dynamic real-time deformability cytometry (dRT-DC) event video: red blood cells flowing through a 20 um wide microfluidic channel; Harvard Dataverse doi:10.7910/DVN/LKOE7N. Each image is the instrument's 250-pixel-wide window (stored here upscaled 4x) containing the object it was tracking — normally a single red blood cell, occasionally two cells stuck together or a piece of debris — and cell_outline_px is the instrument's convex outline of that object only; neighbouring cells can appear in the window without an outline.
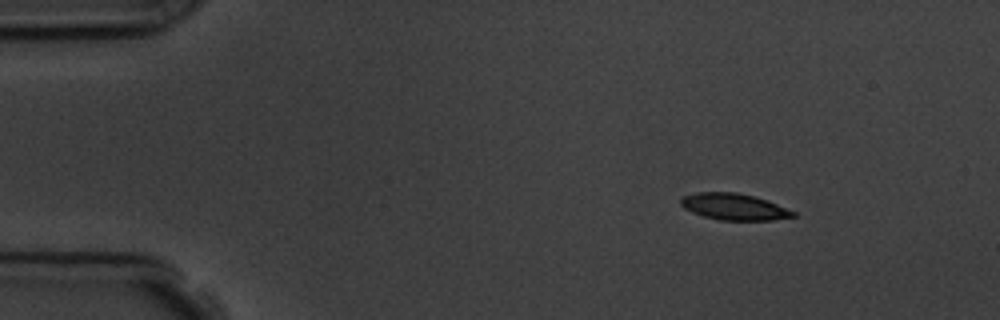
{"species": "common noctule bat (a hibernating species)", "species_latin": "Nyctalus noctula", "temperature_condition": "room temperature", "stored_images_in_passage": 6, "camera_frame_rate_fps": 3000, "um_per_image_px": 0.085, "animal": {"sex": "male", "body_mass_g": 19.5, "forearm_length_mm": 54.6}, "frame": {"image": 1, "passage_image": 1, "time_ms": 0.0, "image_size_px": [1000, 320], "cell_outline_px": [[796, 216], [772, 220], [720, 220], [704, 216], [692, 212], [684, 208], [680, 204], [680, 200], [684, 196], [696, 192], [736, 192], [768, 200], [796, 212]], "centroid_in_image_um": [62.4, 17.57], "position_along_channel_um": 22.6, "area_um2": 17.28}}
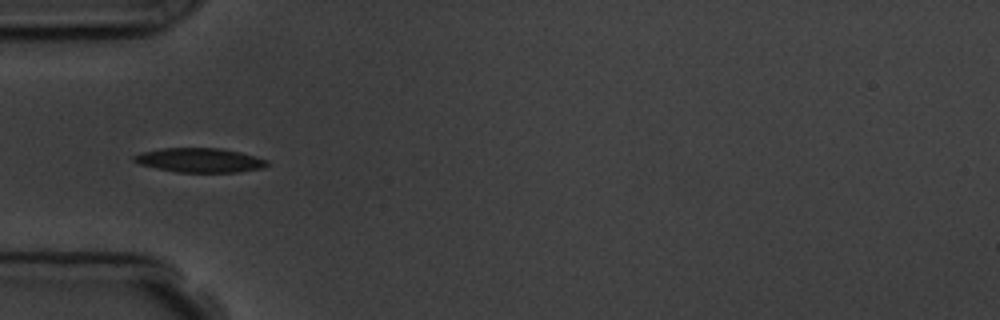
{"frame": {"image": 2, "passage_image": 4, "time_ms": 3.333, "image_size_px": [1000, 320], "cell_outline_px": [[268, 164], [264, 168], [240, 172], [176, 172], [156, 168], [140, 164], [132, 160], [132, 156], [144, 152], [164, 148], [220, 148], [240, 152], [268, 160]], "centroid_in_image_um": [17.0, 13.62], "position_along_channel_um": 68.0, "area_um2": 18.79}}